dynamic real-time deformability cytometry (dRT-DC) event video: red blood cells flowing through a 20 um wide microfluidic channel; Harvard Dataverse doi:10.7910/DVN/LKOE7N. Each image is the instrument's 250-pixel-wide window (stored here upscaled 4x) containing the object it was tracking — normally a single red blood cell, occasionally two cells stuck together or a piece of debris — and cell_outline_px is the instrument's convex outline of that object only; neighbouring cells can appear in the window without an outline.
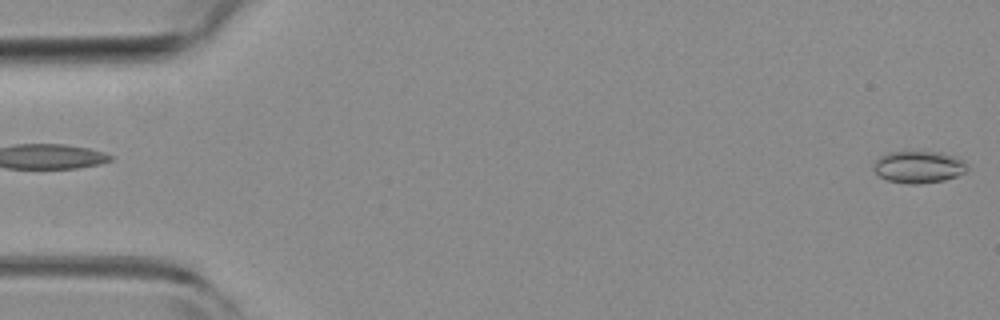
{"species": "common noctule bat (a hibernating species)", "species_latin": "Nyctalus noctula", "temperature_condition": "room temperature", "stored_images_in_passage": 5, "segment_of_instrument_passage": [2, 2], "camera_frame_rate_fps": 3000, "um_per_image_px": 0.085, "animal": {"sex": "female", "body_mass_g": 19.3, "forearm_length_mm": 54.1}, "frame": {"image": 1, "passage_image": 5, "time_ms": 1.333, "image_size_px": [1000, 320], "cell_outline_px": [[968, 168], [964, 172], [956, 176], [944, 180], [920, 184], [904, 184], [888, 180], [880, 176], [872, 168], [876, 160], [880, 156], [888, 152], [940, 152], [964, 160], [968, 164]], "centroid_in_image_um": [78.08, 14.2], "position_along_channel_um": 6.9, "area_um2": 17.46}}